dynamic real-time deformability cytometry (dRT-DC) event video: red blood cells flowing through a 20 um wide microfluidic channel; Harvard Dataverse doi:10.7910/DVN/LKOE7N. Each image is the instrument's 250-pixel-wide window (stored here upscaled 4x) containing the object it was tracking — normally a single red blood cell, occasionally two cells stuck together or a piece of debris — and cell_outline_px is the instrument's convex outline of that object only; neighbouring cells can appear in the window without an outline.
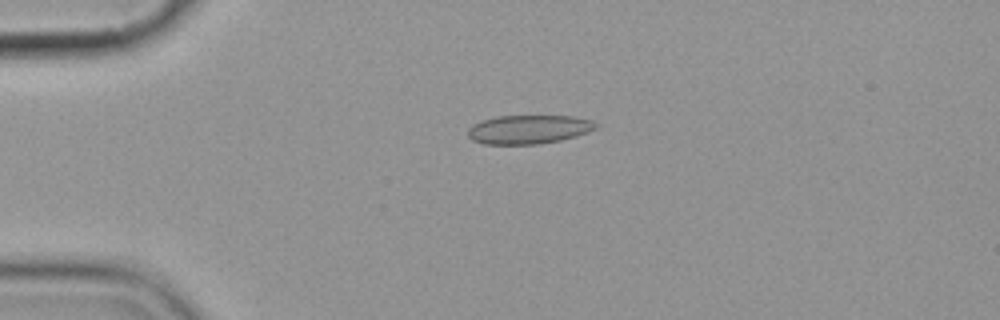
{"species": "common noctule bat (a hibernating species)", "species_latin": "Nyctalus noctula", "temperature_condition": "cold", "stored_images_in_passage": 3, "camera_frame_rate_fps": 3000, "um_per_image_px": 0.085, "animal": {"sex": "female", "body_mass_g": 19.9}, "frame": {"image": 1, "passage_image": 1, "time_ms": 0.0, "image_size_px": [1000, 320], "cell_outline_px": [[600, 124], [596, 128], [588, 132], [576, 136], [560, 140], [540, 144], [484, 144], [472, 140], [468, 136], [468, 128], [472, 124], [480, 120], [496, 116], [572, 116], [592, 120]], "centroid_in_image_um": [44.93, 10.99], "position_along_channel_um": 40.1, "area_um2": 21.68}}
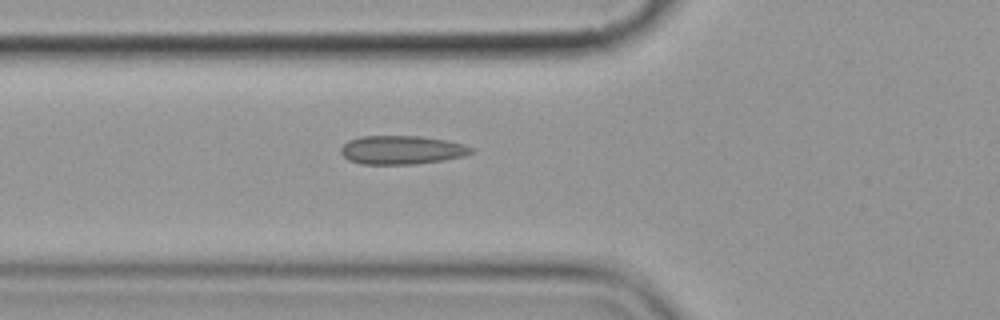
{"frame": {"image": 2, "passage_image": 3, "time_ms": 2.333, "image_size_px": [1000, 320], "cell_outline_px": [[476, 148], [472, 152], [464, 156], [444, 160], [416, 164], [360, 164], [348, 160], [340, 152], [340, 148], [348, 140], [360, 136], [420, 136], [448, 140], [464, 144]], "centroid_in_image_um": [34.16, 12.74], "position_along_channel_um": 91.6, "area_um2": 22.02}}